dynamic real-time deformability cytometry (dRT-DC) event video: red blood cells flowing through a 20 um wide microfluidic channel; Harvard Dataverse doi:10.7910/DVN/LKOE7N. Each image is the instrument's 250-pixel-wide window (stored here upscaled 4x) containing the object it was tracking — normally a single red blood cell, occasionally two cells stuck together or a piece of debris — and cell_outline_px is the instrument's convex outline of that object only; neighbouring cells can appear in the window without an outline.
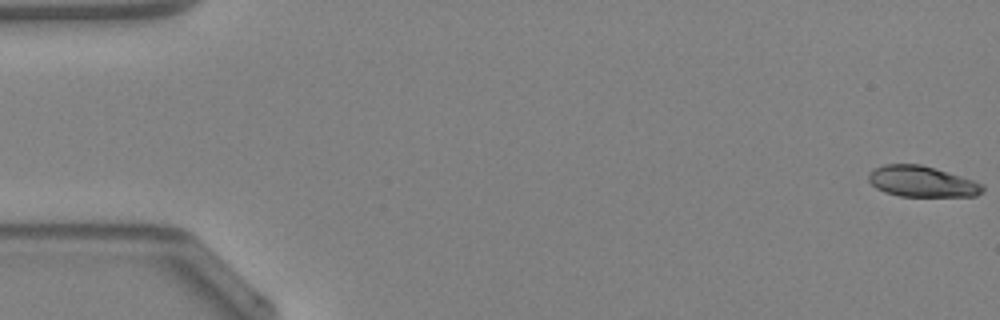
{"species": "Egyptian fruit bat (a non-hibernating species)", "species_latin": "Rousettus aegyptiacus", "temperature_condition": "warm", "stored_images_in_passage": 48, "camera_frame_rate_fps": 3000, "um_per_image_px": 0.085, "animal": {"sex": "female"}, "frame": {"image": 1, "passage_image": 1, "time_ms": 0.0, "image_size_px": [1000, 320], "cell_outline_px": [[984, 188], [976, 196], [900, 196], [884, 192], [876, 188], [868, 180], [868, 172], [884, 164], [920, 164], [936, 168], [984, 184]], "centroid_in_image_um": [78.33, 15.42], "position_along_channel_um": 6.7, "area_um2": 20.46}}
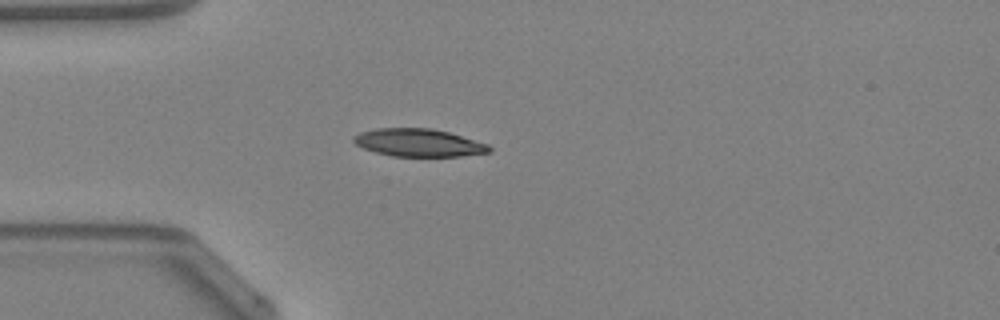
{"frame": {"image": 2, "passage_image": 14, "time_ms": 4.333, "image_size_px": [1000, 320], "cell_outline_px": [[492, 152], [460, 156], [392, 156], [376, 152], [364, 148], [356, 144], [352, 140], [352, 136], [360, 132], [376, 128], [432, 128], [448, 132], [488, 144], [492, 148]], "centroid_in_image_um": [35.58, 12.12], "position_along_channel_um": 49.4, "area_um2": 21.91}}
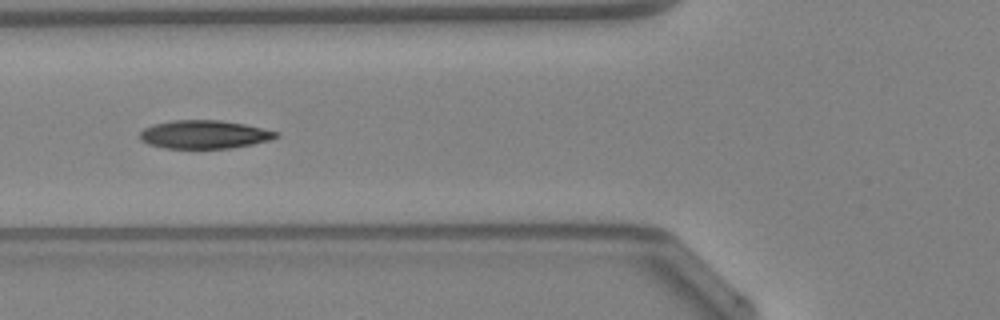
{"frame": {"image": 3, "passage_image": 19, "time_ms": 6.0, "image_size_px": [1000, 320], "cell_outline_px": [[280, 136], [268, 140], [252, 144], [232, 148], [164, 148], [148, 144], [140, 140], [140, 132], [144, 128], [152, 124], [172, 120], [220, 120], [244, 124], [280, 132]], "centroid_in_image_um": [17.35, 11.42], "position_along_channel_um": 108.4, "area_um2": 22.54}, "authors_computed_cell_mechanics": {"area_um2": 22.3686, "velocity_mm_per_s": 4.2692, "shape_relaxation_time_tau1_ms": 5.1991, "shape_relaxation_time_tau2_ms": 2.6088, "deformation_change_tau1": 0.1629, "deformation_change_tau2": 0.0854}}